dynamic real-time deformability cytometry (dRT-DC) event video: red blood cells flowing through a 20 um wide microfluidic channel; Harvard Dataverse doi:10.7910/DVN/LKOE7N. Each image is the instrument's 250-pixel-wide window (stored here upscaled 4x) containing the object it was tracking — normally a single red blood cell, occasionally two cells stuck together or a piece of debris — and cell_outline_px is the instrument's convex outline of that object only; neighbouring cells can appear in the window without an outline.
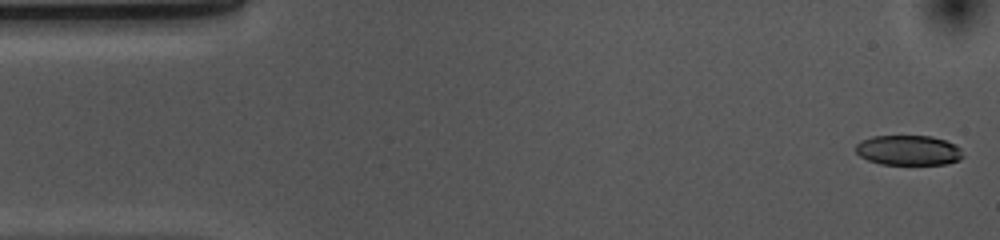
{"species": "common noctule bat (a hibernating species)", "species_latin": "Nyctalus noctula", "temperature_condition": "cold", "stored_images_in_passage": 53, "camera_frame_rate_fps": 3000, "um_per_image_px": 0.085, "animal": {"sex": "female", "body_mass_g": 10.0, "forearm_length_mm": 53.1}, "frame": {"image": 1, "passage_image": 1, "time_ms": 0.0, "image_size_px": [1000, 240], "cell_outline_px": [[964, 156], [960, 160], [948, 164], [880, 164], [868, 160], [860, 156], [856, 152], [856, 144], [860, 140], [872, 136], [932, 136], [956, 144], [960, 148]], "centroid_in_image_um": [77.23, 12.77], "position_along_channel_um": 7.8, "area_um2": 18.9}}
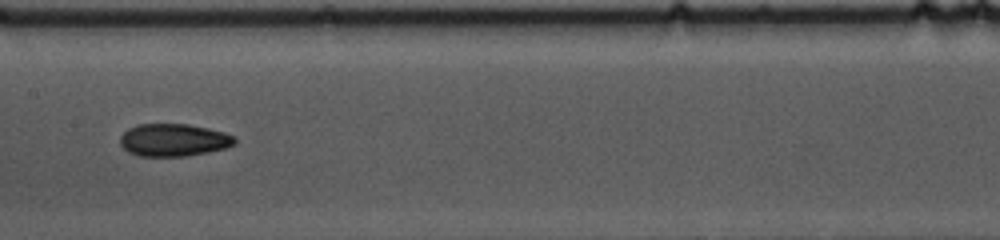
{"frame": {"image": 2, "passage_image": 25, "time_ms": 8.0, "image_size_px": [1000, 240], "cell_outline_px": [[236, 144], [224, 148], [208, 152], [184, 156], [140, 156], [128, 152], [120, 144], [120, 136], [128, 128], [136, 124], [188, 124], [208, 128], [224, 132], [236, 136]], "centroid_in_image_um": [14.76, 11.89], "position_along_channel_um": 192.6, "area_um2": 21.85}}
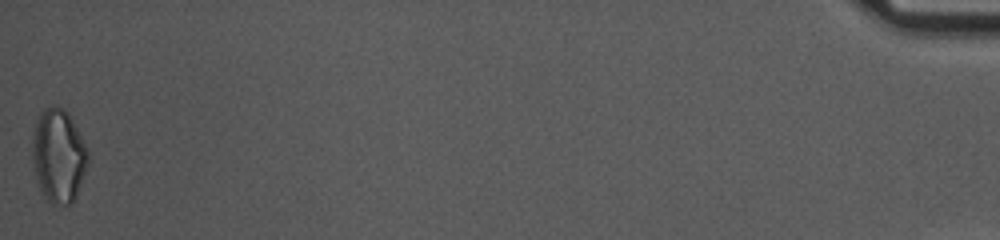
{"frame": {"image": 3, "passage_image": 53, "time_ms": 17.333, "image_size_px": [1000, 240], "cell_outline_px": [[88, 164], [72, 204], [52, 204], [44, 196], [40, 188], [36, 176], [32, 160], [32, 140], [36, 124], [40, 112], [44, 108], [56, 104], [64, 108], [68, 112], [88, 148]], "centroid_in_image_um": [4.98, 13.2], "position_along_channel_um": 430.2, "area_um2": 30.29}, "authors_computed_cell_mechanics": {"area_um2": 21.5594, "velocity_mm_per_s": 3.668, "shape_relaxation_time_tau1_ms": 5.4783, "shape_relaxation_time_tau2_ms": 6.4397, "deformation_change_tau1": 0.1319, "deformation_change_tau2": 0.1238}}